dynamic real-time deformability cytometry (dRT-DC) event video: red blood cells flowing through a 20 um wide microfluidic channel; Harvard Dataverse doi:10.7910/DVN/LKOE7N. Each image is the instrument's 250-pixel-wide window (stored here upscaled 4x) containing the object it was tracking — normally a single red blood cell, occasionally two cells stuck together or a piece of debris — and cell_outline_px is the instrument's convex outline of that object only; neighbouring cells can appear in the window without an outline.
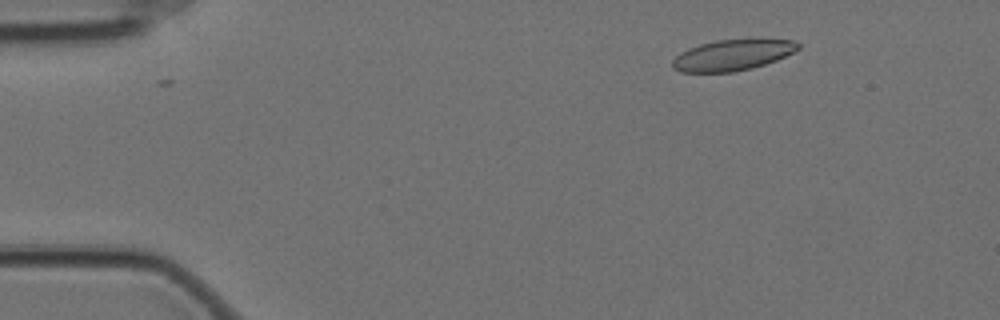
{"species": "Egyptian fruit bat (a non-hibernating species)", "species_latin": "Rousettus aegyptiacus", "temperature_condition": "cold", "stored_images_in_passage": 51, "camera_frame_rate_fps": 3000, "um_per_image_px": 0.085, "animal": {"sex": "female"}, "frame": {"image": 1, "passage_image": 1, "time_ms": 0.0, "image_size_px": [1000, 320], "cell_outline_px": [[800, 48], [776, 60], [752, 68], [732, 72], [680, 72], [672, 68], [672, 60], [680, 52], [688, 48], [700, 44], [716, 40], [760, 36], [792, 40], [800, 44]], "centroid_in_image_um": [62.29, 4.63], "position_along_channel_um": 22.7, "area_um2": 23.41}}
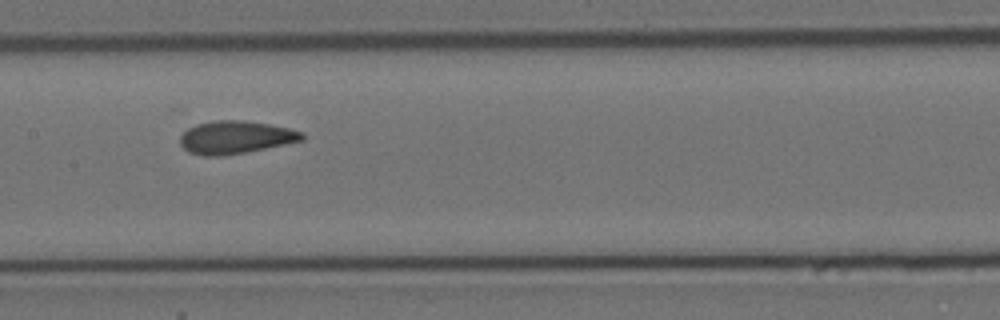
{"frame": {"image": 2, "passage_image": 22, "time_ms": 7.0, "image_size_px": [1000, 320], "cell_outline_px": [[304, 140], [244, 152], [220, 156], [204, 156], [188, 152], [180, 144], [180, 136], [188, 128], [196, 124], [216, 120], [244, 120], [268, 124], [288, 128], [304, 132]], "centroid_in_image_um": [20.0, 11.66], "position_along_channel_um": 187.4, "area_um2": 23.18}}
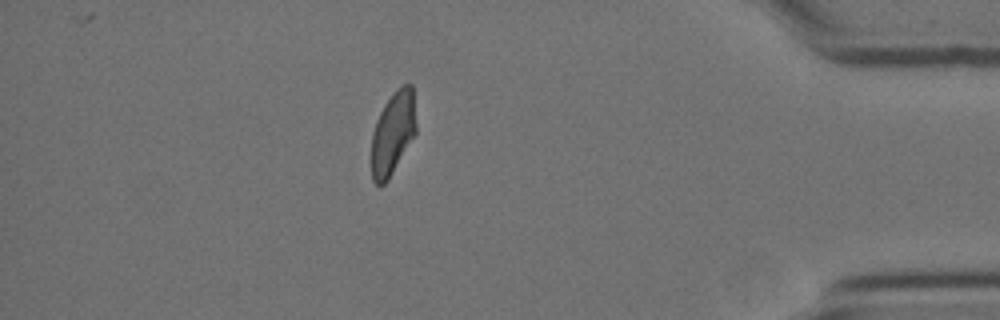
{"frame": {"image": 3, "passage_image": 44, "time_ms": 14.333, "image_size_px": [1000, 320], "cell_outline_px": [[416, 132], [388, 180], [380, 188], [372, 180], [372, 132], [376, 120], [384, 104], [392, 92], [396, 88], [404, 84], [412, 84], [416, 124]], "centroid_in_image_um": [33.38, 11.3], "position_along_channel_um": 401.8, "area_um2": 21.62}, "authors_computed_cell_mechanics": {"area_um2": 22.8888, "velocity_mm_per_s": 3.4782, "shape_relaxation_time_tau1_ms": 9.1856, "shape_relaxation_time_tau2_ms": 1.0683, "deformation_change_tau1": 0.1811, "deformation_change_tau2": 0.0556}}